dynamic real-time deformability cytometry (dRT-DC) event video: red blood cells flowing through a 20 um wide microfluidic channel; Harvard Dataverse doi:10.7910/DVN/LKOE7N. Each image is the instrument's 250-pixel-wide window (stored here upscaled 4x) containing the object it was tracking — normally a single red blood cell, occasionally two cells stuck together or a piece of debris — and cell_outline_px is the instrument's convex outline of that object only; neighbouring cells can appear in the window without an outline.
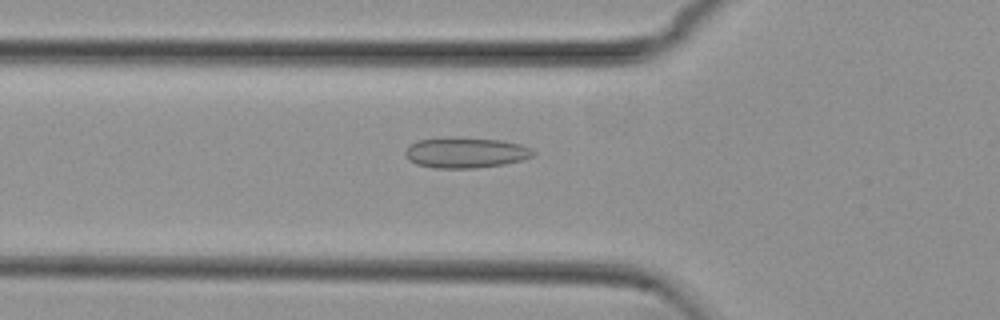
{"species": "common noctule bat (a hibernating species)", "species_latin": "Nyctalus noctula", "temperature_condition": "cold", "stored_images_in_passage": 44, "camera_frame_rate_fps": 3000, "um_per_image_px": 0.085, "animal": {"sex": "female", "body_mass_g": 29.2, "forearm_length_mm": 56.3}, "frame": {"image": 1, "passage_image": 8, "time_ms": 2.333, "image_size_px": [1000, 320], "cell_outline_px": [[536, 152], [532, 156], [520, 160], [504, 164], [472, 168], [436, 168], [416, 164], [408, 160], [404, 152], [416, 140], [448, 136], [456, 136], [504, 140], [520, 144], [532, 148]], "centroid_in_image_um": [39.57, 12.95], "position_along_channel_um": 86.2, "area_um2": 23.12}}
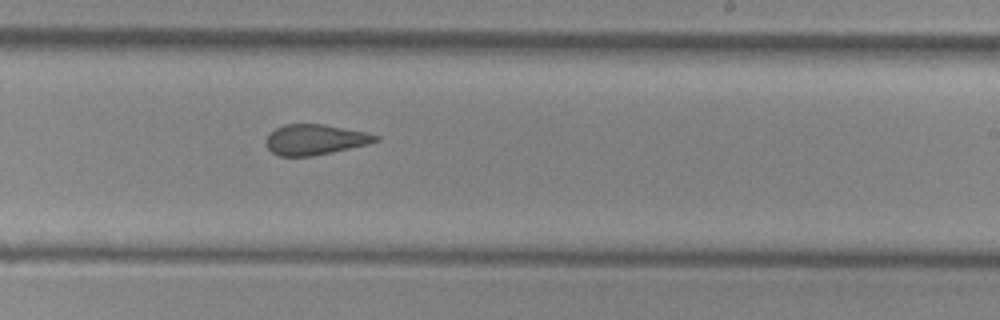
{"frame": {"image": 2, "passage_image": 22, "time_ms": 7.0, "image_size_px": [1000, 320], "cell_outline_px": [[380, 140], [368, 144], [332, 152], [312, 156], [280, 156], [272, 152], [264, 144], [264, 140], [268, 132], [284, 124], [324, 124], [368, 132], [380, 136]], "centroid_in_image_um": [26.76, 11.85], "position_along_channel_um": 262.2, "area_um2": 19.71}}
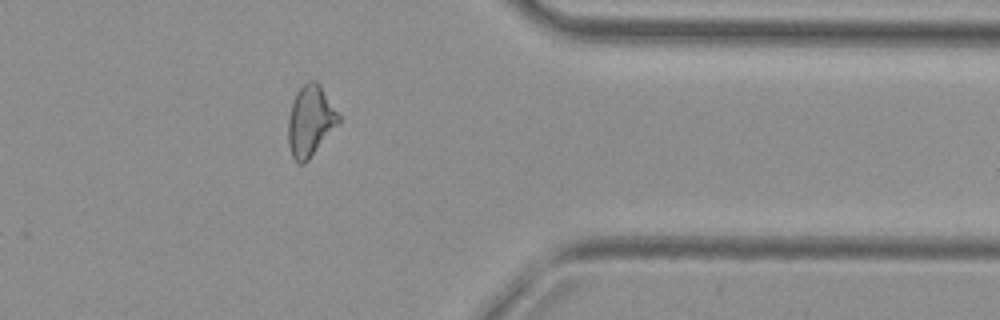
{"frame": {"image": 3, "passage_image": 33, "time_ms": 10.667, "image_size_px": [1000, 320], "cell_outline_px": [[340, 120], [308, 160], [304, 164], [300, 164], [292, 156], [288, 144], [288, 116], [296, 92], [308, 80], [316, 80], [320, 84], [340, 116]], "centroid_in_image_um": [26.35, 10.25], "position_along_channel_um": 385.0, "area_um2": 20.46}, "authors_computed_cell_mechanics": {"area_um2": 20.8947, "velocity_mm_per_s": 3.7598, "shape_relaxation_time_tau1_ms": null, "shape_relaxation_time_tau2_ms": 2.3533, "deformation_change_tau1": null, "deformation_change_tau2": 0.089}}